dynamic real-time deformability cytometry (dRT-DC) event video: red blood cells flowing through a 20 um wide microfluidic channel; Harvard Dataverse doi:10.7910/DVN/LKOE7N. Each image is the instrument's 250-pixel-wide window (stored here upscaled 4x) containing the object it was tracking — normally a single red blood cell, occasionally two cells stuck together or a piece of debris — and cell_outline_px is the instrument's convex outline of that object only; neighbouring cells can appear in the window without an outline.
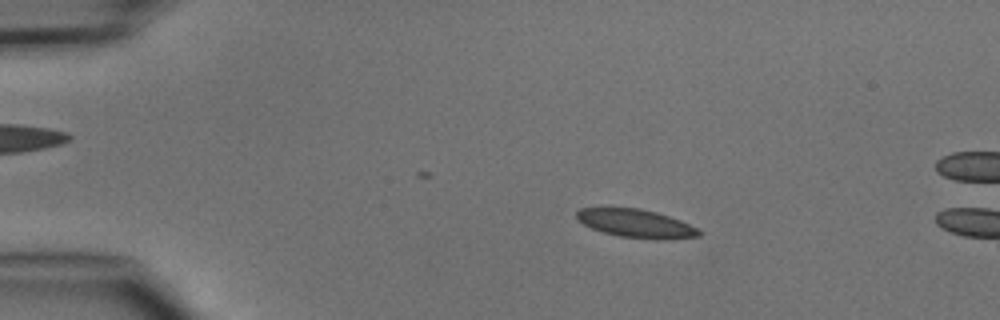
{"species": "common noctule bat (a hibernating species)", "species_latin": "Nyctalus noctula", "temperature_condition": "cold", "stored_images_in_passage": 4, "camera_frame_rate_fps": 3000, "um_per_image_px": 0.085, "animal": {"sex": "male", "body_mass_g": 15.6}, "frame": {"image": 1, "passage_image": 2, "time_ms": 1.0, "image_size_px": [1000, 320], "cell_outline_px": [[704, 232], [700, 236], [620, 236], [604, 232], [592, 228], [584, 224], [576, 216], [576, 212], [580, 208], [640, 208], [656, 212], [680, 220]], "centroid_in_image_um": [53.97, 18.92], "position_along_channel_um": 31.0, "area_um2": 18.79}}